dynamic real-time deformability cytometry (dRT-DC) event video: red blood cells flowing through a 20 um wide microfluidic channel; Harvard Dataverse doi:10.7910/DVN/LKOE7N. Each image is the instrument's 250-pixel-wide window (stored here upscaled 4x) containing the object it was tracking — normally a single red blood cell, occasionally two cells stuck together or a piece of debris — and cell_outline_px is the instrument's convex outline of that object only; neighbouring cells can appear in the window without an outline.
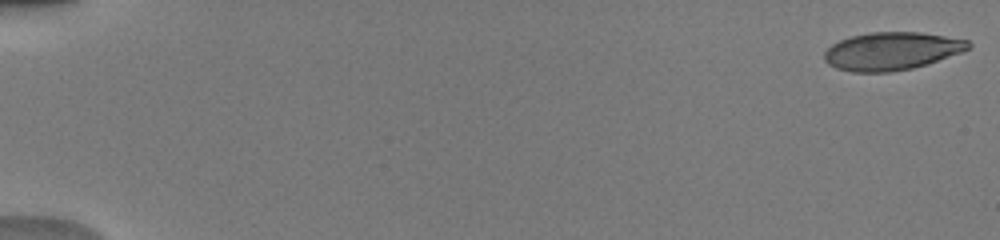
{"species": "human", "species_latin": "Homo sapiens", "temperature_condition": "warm", "stored_images_in_passage": 34, "camera_frame_rate_fps": 3000, "um_per_image_px": 0.085, "donor": {"sex": "male"}, "frame": {"image": 1, "passage_image": 1, "time_ms": 0.0, "image_size_px": [1000, 240], "cell_outline_px": [[972, 44], [964, 52], [912, 68], [888, 72], [852, 72], [836, 68], [828, 64], [824, 60], [824, 52], [832, 44], [840, 40], [852, 36], [868, 32], [920, 32], [968, 40]], "centroid_in_image_um": [75.78, 4.34], "position_along_channel_um": 9.2, "area_um2": 31.73}}
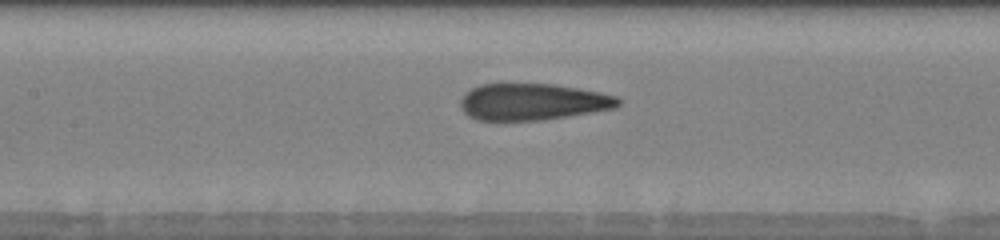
{"frame": {"image": 2, "passage_image": 21, "time_ms": 8.333, "image_size_px": [1000, 240], "cell_outline_px": [[620, 104], [616, 108], [592, 112], [540, 120], [476, 120], [468, 116], [460, 108], [460, 96], [472, 88], [480, 84], [556, 84], [600, 92], [616, 96], [620, 100]], "centroid_in_image_um": [45.24, 8.65], "position_along_channel_um": 162.2, "area_um2": 33.76}}
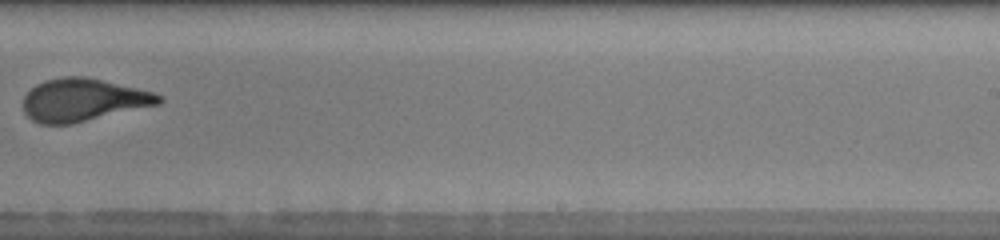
{"frame": {"image": 3, "passage_image": 28, "time_ms": 11.333, "image_size_px": [1000, 240], "cell_outline_px": [[164, 100], [160, 104], [72, 124], [40, 124], [32, 120], [24, 112], [24, 96], [36, 84], [44, 80], [64, 76], [88, 76], [156, 92], [164, 96]], "centroid_in_image_um": [7.11, 8.48], "position_along_channel_um": 281.9, "area_um2": 34.16}, "authors_computed_cell_mechanics": {"area_um2": 33.9286, "velocity_mm_per_s": 4.0137, "shape_relaxation_time_tau1_ms": 6.0344, "shape_relaxation_time_tau2_ms": 0.8465, "deformation_change_tau1": 0.2164, "deformation_change_tau2": 0.0641}}